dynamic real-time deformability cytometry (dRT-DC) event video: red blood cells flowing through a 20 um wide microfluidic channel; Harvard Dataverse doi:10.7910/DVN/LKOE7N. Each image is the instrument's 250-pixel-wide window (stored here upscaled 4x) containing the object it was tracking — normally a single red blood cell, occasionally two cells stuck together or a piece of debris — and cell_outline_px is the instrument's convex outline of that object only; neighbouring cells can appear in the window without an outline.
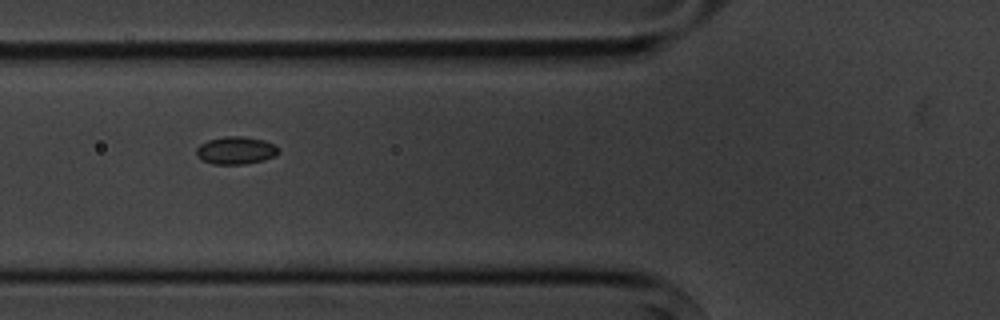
{"species": "common noctule bat (a hibernating species)", "species_latin": "Nyctalus noctula", "temperature_condition": "cold", "stored_images_in_passage": 7, "camera_frame_rate_fps": 3000, "um_per_image_px": 0.085, "animal": {"sex": "male", "body_mass_g": 20.1, "forearm_length_mm": 53.5}, "frame": {"image": 1, "passage_image": 7, "time_ms": 6.667, "image_size_px": [1000, 320], "cell_outline_px": [[280, 152], [276, 156], [264, 160], [244, 164], [212, 164], [196, 156], [196, 148], [200, 144], [208, 140], [224, 136], [240, 136], [264, 140], [280, 148]], "centroid_in_image_um": [20.06, 12.78], "position_along_channel_um": 105.7, "area_um2": 13.29}}